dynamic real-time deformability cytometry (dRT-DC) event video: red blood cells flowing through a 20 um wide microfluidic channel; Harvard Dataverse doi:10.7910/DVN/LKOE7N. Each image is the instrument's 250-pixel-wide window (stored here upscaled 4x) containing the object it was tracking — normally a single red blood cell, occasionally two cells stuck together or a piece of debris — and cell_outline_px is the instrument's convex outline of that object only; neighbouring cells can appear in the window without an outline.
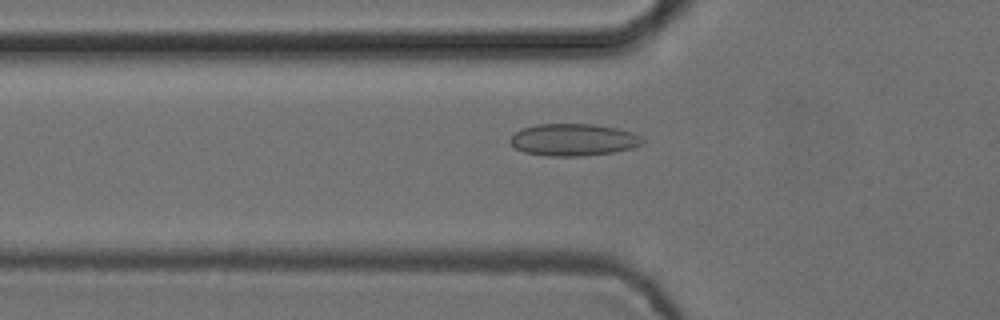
{"species": "common noctule bat (a hibernating species)", "species_latin": "Nyctalus noctula", "temperature_condition": "cold", "stored_images_in_passage": 42, "camera_frame_rate_fps": 3000, "um_per_image_px": 0.085, "animal": {"sex": "female", "body_mass_g": 24.6, "forearm_length_mm": 56.2}, "frame": {"image": 1, "passage_image": 6, "time_ms": 1.667, "image_size_px": [1000, 320], "cell_outline_px": [[644, 140], [640, 144], [632, 148], [612, 152], [584, 156], [548, 156], [524, 152], [516, 148], [508, 140], [520, 128], [536, 124], [592, 124], [616, 128], [632, 132], [640, 136]], "centroid_in_image_um": [48.71, 11.88], "position_along_channel_um": 77.1, "area_um2": 24.68}}
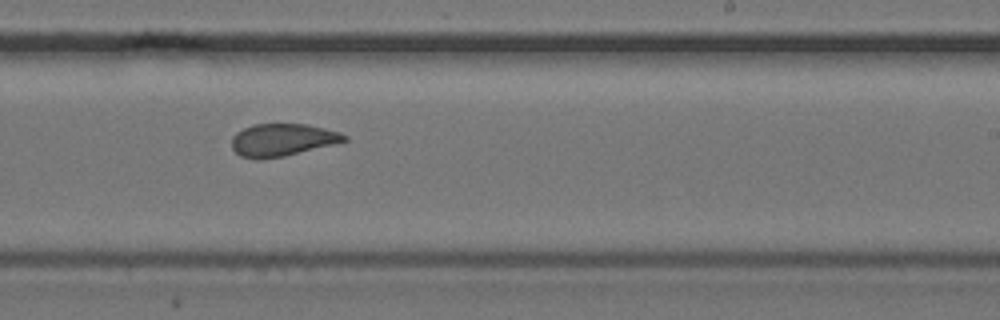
{"frame": {"image": 2, "passage_image": 21, "time_ms": 6.667, "image_size_px": [1000, 320], "cell_outline_px": [[348, 140], [284, 156], [260, 160], [256, 160], [240, 156], [232, 148], [232, 136], [236, 132], [252, 124], [308, 124], [340, 132], [348, 136]], "centroid_in_image_um": [23.96, 11.89], "position_along_channel_um": 265.0, "area_um2": 21.33}}
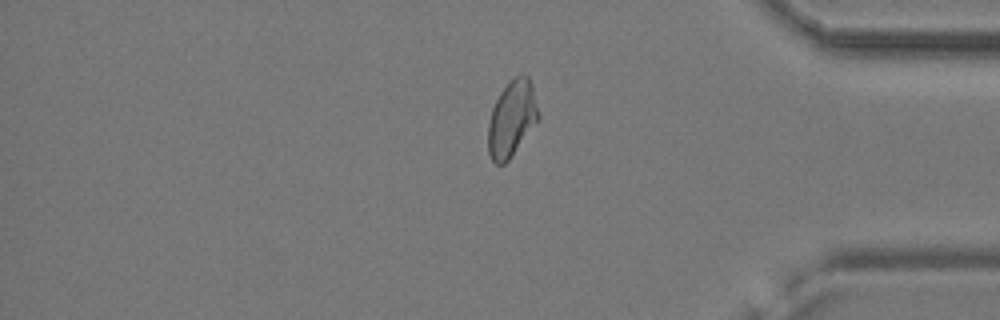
{"frame": {"image": 3, "passage_image": 33, "time_ms": 10.667, "image_size_px": [1000, 320], "cell_outline_px": [[540, 116], [508, 160], [504, 164], [496, 164], [492, 160], [488, 152], [488, 124], [492, 108], [500, 92], [516, 76], [528, 76], [532, 84]], "centroid_in_image_um": [43.49, 10.09], "position_along_channel_um": 391.7, "area_um2": 21.73}, "authors_computed_cell_mechanics": {"area_um2": 22.253, "velocity_mm_per_s": 3.7443, "shape_relaxation_time_tau1_ms": null, "shape_relaxation_time_tau2_ms": 1.1309, "deformation_change_tau1": null, "deformation_change_tau2": 0.0617}}